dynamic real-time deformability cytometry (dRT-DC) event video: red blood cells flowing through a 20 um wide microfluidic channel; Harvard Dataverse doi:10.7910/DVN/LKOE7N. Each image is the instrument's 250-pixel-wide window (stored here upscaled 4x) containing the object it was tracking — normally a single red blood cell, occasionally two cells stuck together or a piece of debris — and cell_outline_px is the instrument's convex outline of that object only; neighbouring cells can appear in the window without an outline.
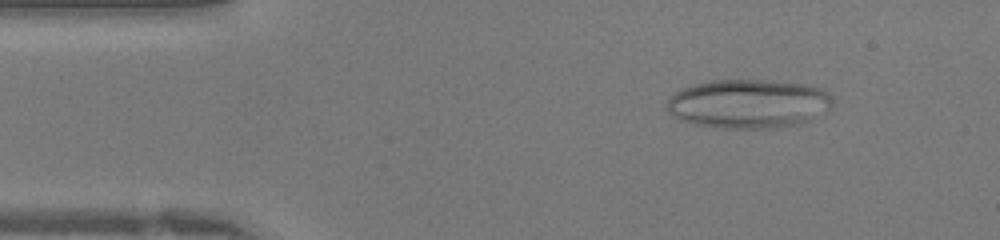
{"species": "human", "species_latin": "Homo sapiens", "temperature_condition": "warm", "stored_images_in_passage": 11, "camera_frame_rate_fps": 3000, "um_per_image_px": 0.085, "donor": {"sex": "female"}, "frame": {"image": 1, "passage_image": 5, "time_ms": 1.333, "image_size_px": [1000, 240], "cell_outline_px": [[832, 104], [828, 108], [808, 120], [796, 124], [780, 128], [724, 128], [692, 124], [680, 120], [672, 116], [664, 108], [668, 96], [692, 84], [712, 80], [764, 80], [808, 84], [820, 88], [828, 92], [832, 96]], "centroid_in_image_um": [63.55, 8.81], "position_along_channel_um": 21.5, "area_um2": 47.57}}